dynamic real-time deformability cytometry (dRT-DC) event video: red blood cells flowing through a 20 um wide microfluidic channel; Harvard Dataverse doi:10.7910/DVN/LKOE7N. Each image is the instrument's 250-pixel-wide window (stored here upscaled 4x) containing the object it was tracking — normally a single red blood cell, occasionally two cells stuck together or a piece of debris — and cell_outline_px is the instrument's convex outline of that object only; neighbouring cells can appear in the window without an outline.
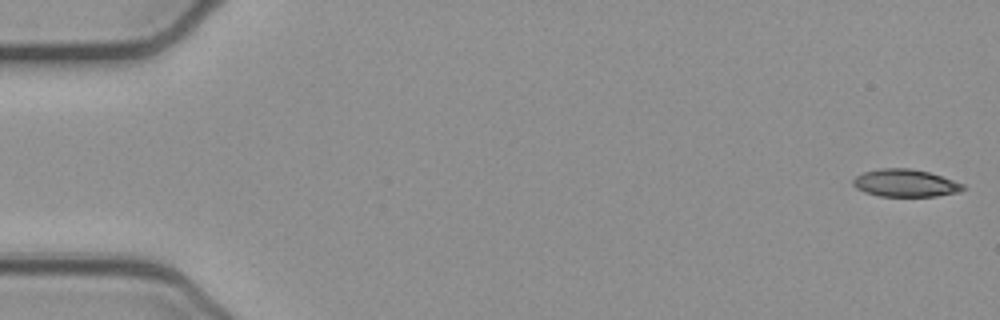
{"species": "common noctule bat (a hibernating species)", "species_latin": "Nyctalus noctula", "temperature_condition": "cold", "stored_images_in_passage": 53, "camera_frame_rate_fps": 3000, "um_per_image_px": 0.085, "animal": {"sex": "female", "body_mass_g": 21.9}, "frame": {"image": 1, "passage_image": 1, "time_ms": 0.0, "image_size_px": [1000, 320], "cell_outline_px": [[968, 188], [960, 192], [936, 196], [880, 196], [864, 192], [856, 188], [852, 184], [852, 180], [856, 176], [864, 172], [880, 168], [912, 168], [928, 172], [964, 184]], "centroid_in_image_um": [76.95, 15.56], "position_along_channel_um": 8.0, "area_um2": 17.69}}
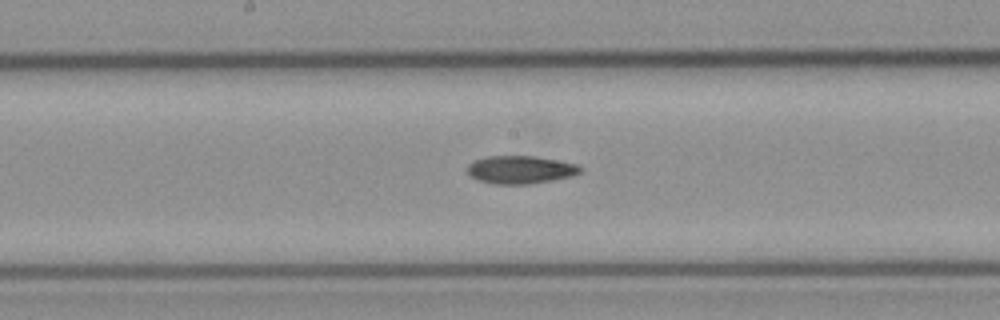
{"frame": {"image": 2, "passage_image": 27, "time_ms": 8.667, "image_size_px": [1000, 320], "cell_outline_px": [[584, 168], [580, 172], [572, 176], [552, 180], [528, 184], [492, 184], [480, 180], [472, 176], [468, 172], [468, 164], [476, 160], [488, 156], [536, 156], [560, 160], [576, 164]], "centroid_in_image_um": [44.28, 14.42], "position_along_channel_um": 203.9, "area_um2": 18.32}}
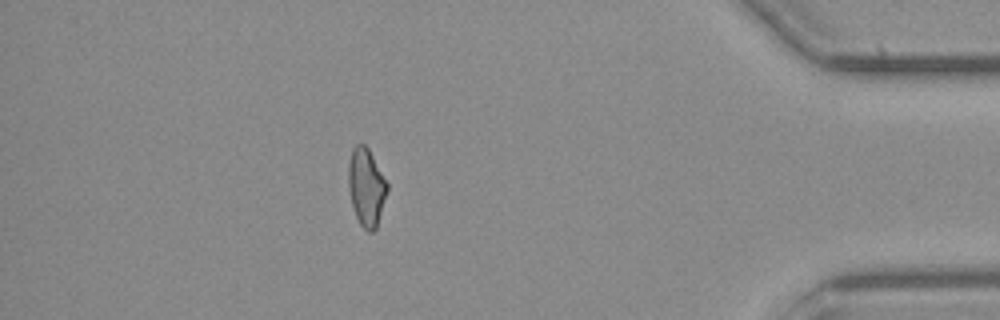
{"frame": {"image": 3, "passage_image": 46, "time_ms": 15.0, "image_size_px": [1000, 320], "cell_outline_px": [[388, 188], [376, 228], [372, 232], [368, 232], [360, 224], [356, 216], [352, 204], [348, 188], [348, 164], [352, 148], [356, 144], [364, 144], [368, 148], [388, 184]], "centroid_in_image_um": [31.12, 15.89], "position_along_channel_um": 404.1, "area_um2": 17.4}}